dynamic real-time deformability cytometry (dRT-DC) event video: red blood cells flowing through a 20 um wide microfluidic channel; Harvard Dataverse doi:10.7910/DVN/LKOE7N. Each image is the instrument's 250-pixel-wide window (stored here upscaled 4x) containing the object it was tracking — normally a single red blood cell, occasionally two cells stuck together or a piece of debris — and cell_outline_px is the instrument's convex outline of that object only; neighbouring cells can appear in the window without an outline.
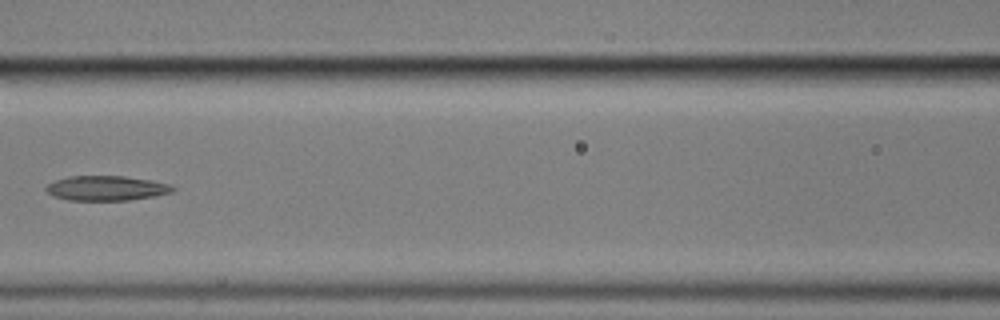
{"species": "common noctule bat (a hibernating species)", "species_latin": "Nyctalus noctula", "temperature_condition": "cold", "stored_images_in_passage": 11, "camera_frame_rate_fps": 3000, "um_per_image_px": 0.085, "animal": {"sex": "male", "body_mass_g": 17.9}, "frame": {"image": 1, "passage_image": 4, "time_ms": 4.333, "image_size_px": [1000, 320], "cell_outline_px": [[176, 188], [172, 192], [156, 196], [128, 200], [68, 200], [56, 196], [48, 192], [44, 188], [48, 184], [56, 180], [68, 176], [124, 176], [152, 180], [172, 184]], "centroid_in_image_um": [9.1, 15.99], "position_along_channel_um": 157.5, "area_um2": 18.32}}
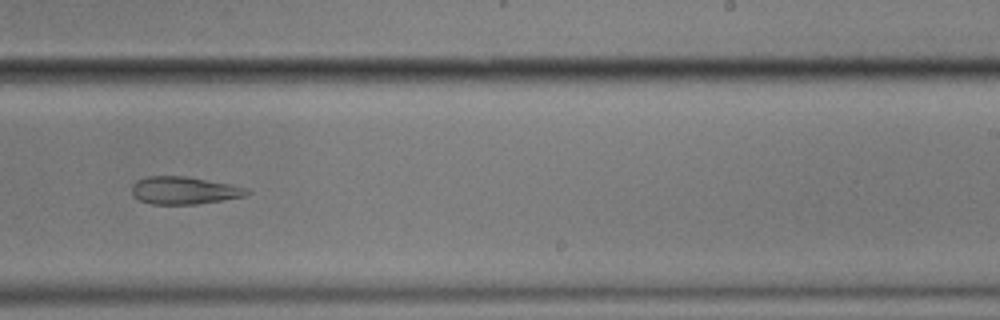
{"frame": {"image": 2, "passage_image": 7, "time_ms": 7.667, "image_size_px": [1000, 320], "cell_outline_px": [[252, 192], [244, 196], [196, 204], [152, 204], [140, 200], [132, 196], [132, 184], [136, 180], [148, 176], [184, 176], [232, 184], [248, 188]], "centroid_in_image_um": [15.64, 16.18], "position_along_channel_um": 273.4, "area_um2": 18.5}}
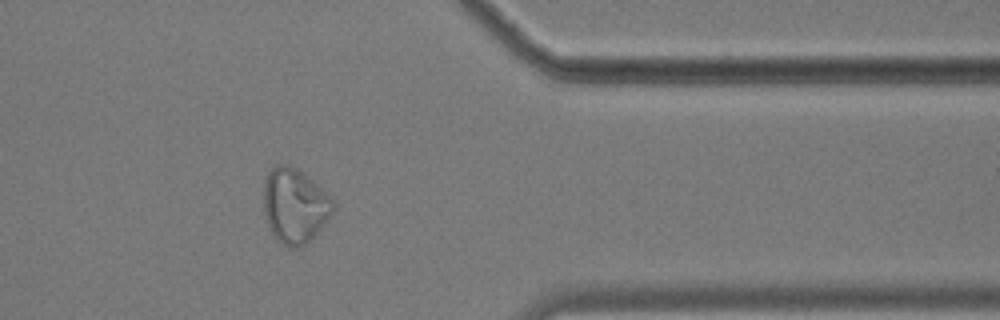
{"frame": {"image": 3, "passage_image": 10, "time_ms": 11.333, "image_size_px": [1000, 320], "cell_outline_px": [[336, 208], [328, 220], [300, 248], [288, 248], [272, 232], [268, 224], [264, 212], [264, 180], [268, 172], [276, 164], [288, 164], [296, 168], [316, 184], [336, 204]], "centroid_in_image_um": [25.04, 17.47], "position_along_channel_um": 386.4, "area_um2": 29.77}, "authors_computed_cell_mechanics": {"area_um2": 19.652, "velocity_mm_per_s": 3.492, "shape_relaxation_time_tau1_ms": null, "shape_relaxation_time_tau2_ms": 4.1808, "deformation_change_tau1": null, "deformation_change_tau2": 0.1116}}